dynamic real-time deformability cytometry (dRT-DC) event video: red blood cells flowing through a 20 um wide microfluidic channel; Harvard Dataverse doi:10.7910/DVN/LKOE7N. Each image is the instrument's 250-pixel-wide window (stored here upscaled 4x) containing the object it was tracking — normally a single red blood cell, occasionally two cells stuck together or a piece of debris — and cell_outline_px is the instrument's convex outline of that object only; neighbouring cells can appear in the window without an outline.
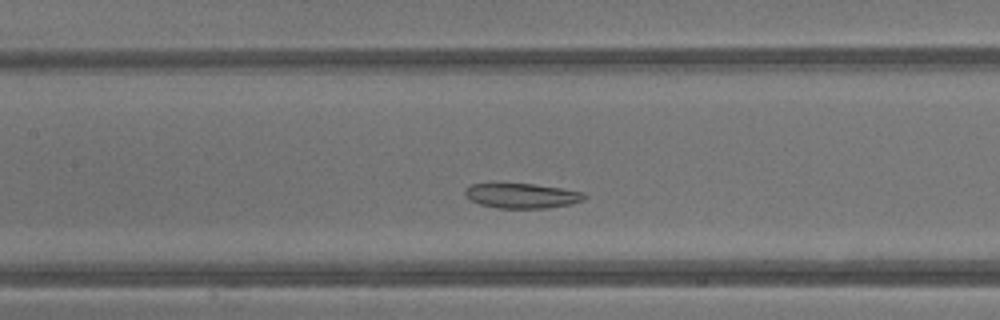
{"species": "common noctule bat (a hibernating species)", "species_latin": "Nyctalus noctula", "temperature_condition": "warm", "stored_images_in_passage": 30, "camera_frame_rate_fps": 3000, "um_per_image_px": 0.085, "animal": {"sex": "male", "body_mass_g": 13.3}, "frame": {"image": 1, "passage_image": 12, "time_ms": 3.667, "image_size_px": [1000, 320], "cell_outline_px": [[588, 196], [584, 200], [572, 204], [548, 208], [496, 208], [480, 204], [468, 200], [464, 192], [472, 184], [532, 184], [560, 188], [584, 192]], "centroid_in_image_um": [44.4, 16.65], "position_along_channel_um": 163.0, "area_um2": 17.28}}
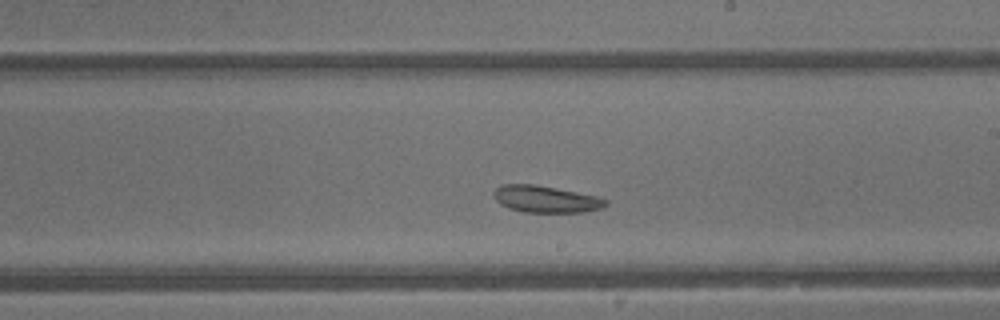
{"frame": {"image": 2, "passage_image": 17, "time_ms": 5.333, "image_size_px": [1000, 320], "cell_outline_px": [[608, 204], [604, 208], [584, 212], [524, 212], [508, 208], [500, 204], [492, 196], [492, 192], [500, 184], [532, 184], [556, 188], [596, 196], [608, 200]], "centroid_in_image_um": [46.37, 16.93], "position_along_channel_um": 242.6, "area_um2": 17.63}}
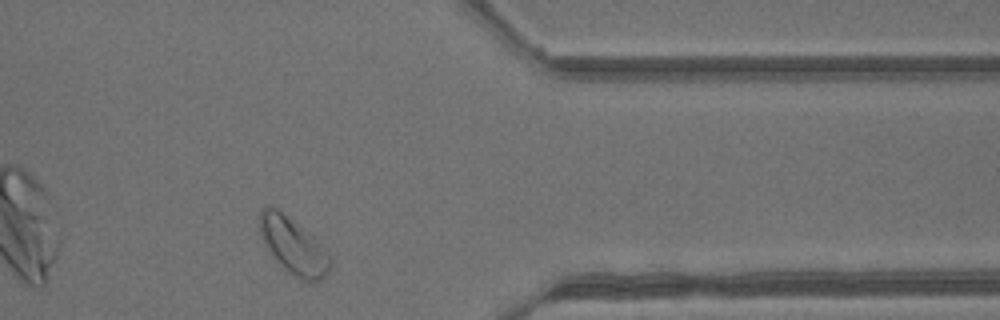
{"frame": {"image": 3, "passage_image": 27, "time_ms": 8.667, "image_size_px": [1000, 320], "cell_outline_px": [[332, 264], [328, 272], [320, 280], [304, 280], [296, 276], [284, 268], [268, 248], [260, 232], [260, 212], [264, 208], [276, 208], [312, 236], [324, 248], [332, 260]], "centroid_in_image_um": [24.97, 20.92], "position_along_channel_um": 386.4, "area_um2": 21.91}}